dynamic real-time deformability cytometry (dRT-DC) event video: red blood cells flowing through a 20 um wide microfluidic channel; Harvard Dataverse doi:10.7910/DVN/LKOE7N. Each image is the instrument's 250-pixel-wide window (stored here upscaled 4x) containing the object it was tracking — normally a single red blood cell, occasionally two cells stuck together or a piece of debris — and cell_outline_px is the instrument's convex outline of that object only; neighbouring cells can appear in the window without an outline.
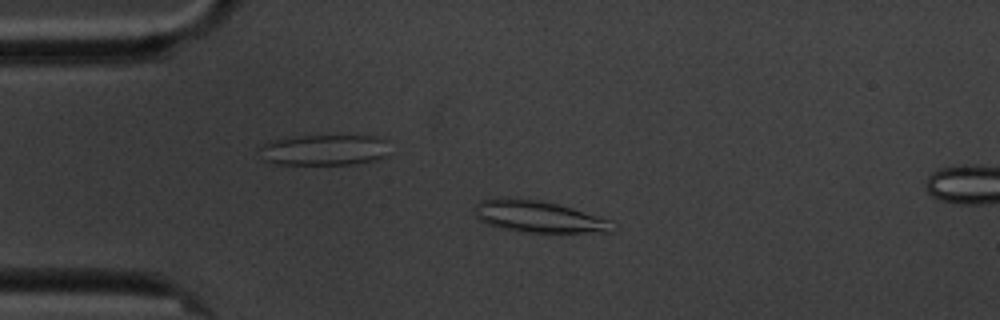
{"species": "common noctule bat (a hibernating species)", "species_latin": "Nyctalus noctula", "temperature_condition": "cold", "stored_images_in_passage": 5, "camera_frame_rate_fps": 3000, "um_per_image_px": 0.085, "animal": {"sex": "male", "body_mass_g": 20.1, "forearm_length_mm": 53.5}, "frame": {"image": 1, "passage_image": 3, "time_ms": 2.333, "image_size_px": [1000, 320], "cell_outline_px": [[612, 232], [524, 232], [500, 228], [484, 224], [476, 216], [476, 204], [480, 200], [504, 196], [540, 200], [572, 208], [608, 220]], "centroid_in_image_um": [45.65, 18.4], "position_along_channel_um": 39.4, "area_um2": 25.2}}